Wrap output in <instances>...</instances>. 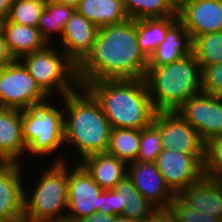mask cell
<instances>
[{
	"label": "cell",
	"instance_id": "6da1fadb",
	"mask_svg": "<svg viewBox=\"0 0 222 222\" xmlns=\"http://www.w3.org/2000/svg\"><path fill=\"white\" fill-rule=\"evenodd\" d=\"M148 58L139 48L137 20L99 28L92 52L77 67L80 86L106 79H144Z\"/></svg>",
	"mask_w": 222,
	"mask_h": 222
},
{
	"label": "cell",
	"instance_id": "7a4b0ae2",
	"mask_svg": "<svg viewBox=\"0 0 222 222\" xmlns=\"http://www.w3.org/2000/svg\"><path fill=\"white\" fill-rule=\"evenodd\" d=\"M99 102L112 128L141 130L153 122L152 105L144 79H106L84 84Z\"/></svg>",
	"mask_w": 222,
	"mask_h": 222
},
{
	"label": "cell",
	"instance_id": "3957f363",
	"mask_svg": "<svg viewBox=\"0 0 222 222\" xmlns=\"http://www.w3.org/2000/svg\"><path fill=\"white\" fill-rule=\"evenodd\" d=\"M62 99L65 143L76 146L80 161L107 152L112 127L95 97L85 87L79 86Z\"/></svg>",
	"mask_w": 222,
	"mask_h": 222
},
{
	"label": "cell",
	"instance_id": "277c9868",
	"mask_svg": "<svg viewBox=\"0 0 222 222\" xmlns=\"http://www.w3.org/2000/svg\"><path fill=\"white\" fill-rule=\"evenodd\" d=\"M156 112L176 111L202 92L201 68L193 53L162 66H148L144 78Z\"/></svg>",
	"mask_w": 222,
	"mask_h": 222
},
{
	"label": "cell",
	"instance_id": "5b68a950",
	"mask_svg": "<svg viewBox=\"0 0 222 222\" xmlns=\"http://www.w3.org/2000/svg\"><path fill=\"white\" fill-rule=\"evenodd\" d=\"M44 170L31 196L24 192V222H38L67 216L68 167L60 156ZM65 161V162H64ZM65 211V212H64ZM63 212V213H62Z\"/></svg>",
	"mask_w": 222,
	"mask_h": 222
},
{
	"label": "cell",
	"instance_id": "8992f818",
	"mask_svg": "<svg viewBox=\"0 0 222 222\" xmlns=\"http://www.w3.org/2000/svg\"><path fill=\"white\" fill-rule=\"evenodd\" d=\"M49 101L22 110V137L26 152L47 156L64 145V112ZM63 144V145H62Z\"/></svg>",
	"mask_w": 222,
	"mask_h": 222
},
{
	"label": "cell",
	"instance_id": "52a82bcc",
	"mask_svg": "<svg viewBox=\"0 0 222 222\" xmlns=\"http://www.w3.org/2000/svg\"><path fill=\"white\" fill-rule=\"evenodd\" d=\"M47 45L40 51L23 56L20 61L40 87L51 97H61L75 91L80 86L77 66L60 49Z\"/></svg>",
	"mask_w": 222,
	"mask_h": 222
},
{
	"label": "cell",
	"instance_id": "ba28073f",
	"mask_svg": "<svg viewBox=\"0 0 222 222\" xmlns=\"http://www.w3.org/2000/svg\"><path fill=\"white\" fill-rule=\"evenodd\" d=\"M48 97L20 60L0 68V107L25 110Z\"/></svg>",
	"mask_w": 222,
	"mask_h": 222
},
{
	"label": "cell",
	"instance_id": "9c48e42d",
	"mask_svg": "<svg viewBox=\"0 0 222 222\" xmlns=\"http://www.w3.org/2000/svg\"><path fill=\"white\" fill-rule=\"evenodd\" d=\"M205 153L163 150L155 161L169 188L178 195L204 176Z\"/></svg>",
	"mask_w": 222,
	"mask_h": 222
},
{
	"label": "cell",
	"instance_id": "30bf717a",
	"mask_svg": "<svg viewBox=\"0 0 222 222\" xmlns=\"http://www.w3.org/2000/svg\"><path fill=\"white\" fill-rule=\"evenodd\" d=\"M104 190L80 164L68 168V210L67 217L74 222L99 212Z\"/></svg>",
	"mask_w": 222,
	"mask_h": 222
},
{
	"label": "cell",
	"instance_id": "8fae6325",
	"mask_svg": "<svg viewBox=\"0 0 222 222\" xmlns=\"http://www.w3.org/2000/svg\"><path fill=\"white\" fill-rule=\"evenodd\" d=\"M206 144L222 134V97L201 92L176 110Z\"/></svg>",
	"mask_w": 222,
	"mask_h": 222
},
{
	"label": "cell",
	"instance_id": "7c38bea8",
	"mask_svg": "<svg viewBox=\"0 0 222 222\" xmlns=\"http://www.w3.org/2000/svg\"><path fill=\"white\" fill-rule=\"evenodd\" d=\"M160 131L163 150L181 153H205L206 144L177 111L156 112L152 122Z\"/></svg>",
	"mask_w": 222,
	"mask_h": 222
},
{
	"label": "cell",
	"instance_id": "4fadbf2b",
	"mask_svg": "<svg viewBox=\"0 0 222 222\" xmlns=\"http://www.w3.org/2000/svg\"><path fill=\"white\" fill-rule=\"evenodd\" d=\"M127 167V177L151 205L156 209L169 208L177 195L169 188L155 162L134 161Z\"/></svg>",
	"mask_w": 222,
	"mask_h": 222
},
{
	"label": "cell",
	"instance_id": "5bb4252c",
	"mask_svg": "<svg viewBox=\"0 0 222 222\" xmlns=\"http://www.w3.org/2000/svg\"><path fill=\"white\" fill-rule=\"evenodd\" d=\"M22 166L11 161L0 163V218L8 222H24Z\"/></svg>",
	"mask_w": 222,
	"mask_h": 222
},
{
	"label": "cell",
	"instance_id": "9a60e30c",
	"mask_svg": "<svg viewBox=\"0 0 222 222\" xmlns=\"http://www.w3.org/2000/svg\"><path fill=\"white\" fill-rule=\"evenodd\" d=\"M191 40L194 37L222 31V0H194L178 10Z\"/></svg>",
	"mask_w": 222,
	"mask_h": 222
},
{
	"label": "cell",
	"instance_id": "2e32d148",
	"mask_svg": "<svg viewBox=\"0 0 222 222\" xmlns=\"http://www.w3.org/2000/svg\"><path fill=\"white\" fill-rule=\"evenodd\" d=\"M99 28L77 10L65 25L59 47L78 67L92 52Z\"/></svg>",
	"mask_w": 222,
	"mask_h": 222
},
{
	"label": "cell",
	"instance_id": "e0dca14e",
	"mask_svg": "<svg viewBox=\"0 0 222 222\" xmlns=\"http://www.w3.org/2000/svg\"><path fill=\"white\" fill-rule=\"evenodd\" d=\"M187 206L222 221V180L203 176L177 195Z\"/></svg>",
	"mask_w": 222,
	"mask_h": 222
},
{
	"label": "cell",
	"instance_id": "ac0fdd59",
	"mask_svg": "<svg viewBox=\"0 0 222 222\" xmlns=\"http://www.w3.org/2000/svg\"><path fill=\"white\" fill-rule=\"evenodd\" d=\"M25 151L22 110L0 107V159L20 163Z\"/></svg>",
	"mask_w": 222,
	"mask_h": 222
},
{
	"label": "cell",
	"instance_id": "d6986e66",
	"mask_svg": "<svg viewBox=\"0 0 222 222\" xmlns=\"http://www.w3.org/2000/svg\"><path fill=\"white\" fill-rule=\"evenodd\" d=\"M103 190H112L127 176L128 164L105 152L85 157L80 163Z\"/></svg>",
	"mask_w": 222,
	"mask_h": 222
},
{
	"label": "cell",
	"instance_id": "ffe728a7",
	"mask_svg": "<svg viewBox=\"0 0 222 222\" xmlns=\"http://www.w3.org/2000/svg\"><path fill=\"white\" fill-rule=\"evenodd\" d=\"M2 30L8 50L14 60H20L23 56L40 51L47 46L40 31L35 27L5 19L2 23Z\"/></svg>",
	"mask_w": 222,
	"mask_h": 222
},
{
	"label": "cell",
	"instance_id": "44dd1931",
	"mask_svg": "<svg viewBox=\"0 0 222 222\" xmlns=\"http://www.w3.org/2000/svg\"><path fill=\"white\" fill-rule=\"evenodd\" d=\"M192 40L178 19L167 31L165 40L148 59V66H162L191 53Z\"/></svg>",
	"mask_w": 222,
	"mask_h": 222
},
{
	"label": "cell",
	"instance_id": "7402d4cb",
	"mask_svg": "<svg viewBox=\"0 0 222 222\" xmlns=\"http://www.w3.org/2000/svg\"><path fill=\"white\" fill-rule=\"evenodd\" d=\"M76 10L98 28L117 25L129 19L123 0H82Z\"/></svg>",
	"mask_w": 222,
	"mask_h": 222
},
{
	"label": "cell",
	"instance_id": "603a6c76",
	"mask_svg": "<svg viewBox=\"0 0 222 222\" xmlns=\"http://www.w3.org/2000/svg\"><path fill=\"white\" fill-rule=\"evenodd\" d=\"M179 16L144 18L137 20V40L140 50L149 59L157 47L165 40L168 29Z\"/></svg>",
	"mask_w": 222,
	"mask_h": 222
},
{
	"label": "cell",
	"instance_id": "cb8c5ba5",
	"mask_svg": "<svg viewBox=\"0 0 222 222\" xmlns=\"http://www.w3.org/2000/svg\"><path fill=\"white\" fill-rule=\"evenodd\" d=\"M75 10L72 6L60 4L53 0H46L37 29L47 45L51 46L54 33L61 38L65 25Z\"/></svg>",
	"mask_w": 222,
	"mask_h": 222
},
{
	"label": "cell",
	"instance_id": "d4e9b609",
	"mask_svg": "<svg viewBox=\"0 0 222 222\" xmlns=\"http://www.w3.org/2000/svg\"><path fill=\"white\" fill-rule=\"evenodd\" d=\"M141 130L112 128L107 153L124 162L136 161L140 145Z\"/></svg>",
	"mask_w": 222,
	"mask_h": 222
},
{
	"label": "cell",
	"instance_id": "484cf974",
	"mask_svg": "<svg viewBox=\"0 0 222 222\" xmlns=\"http://www.w3.org/2000/svg\"><path fill=\"white\" fill-rule=\"evenodd\" d=\"M123 6L128 18L133 20L178 15V11L169 0H123Z\"/></svg>",
	"mask_w": 222,
	"mask_h": 222
},
{
	"label": "cell",
	"instance_id": "4316f807",
	"mask_svg": "<svg viewBox=\"0 0 222 222\" xmlns=\"http://www.w3.org/2000/svg\"><path fill=\"white\" fill-rule=\"evenodd\" d=\"M191 52L202 69L222 62V31L192 39Z\"/></svg>",
	"mask_w": 222,
	"mask_h": 222
},
{
	"label": "cell",
	"instance_id": "83f0119b",
	"mask_svg": "<svg viewBox=\"0 0 222 222\" xmlns=\"http://www.w3.org/2000/svg\"><path fill=\"white\" fill-rule=\"evenodd\" d=\"M46 0H15L8 20L37 28Z\"/></svg>",
	"mask_w": 222,
	"mask_h": 222
},
{
	"label": "cell",
	"instance_id": "f1b7e54d",
	"mask_svg": "<svg viewBox=\"0 0 222 222\" xmlns=\"http://www.w3.org/2000/svg\"><path fill=\"white\" fill-rule=\"evenodd\" d=\"M163 151L159 129L151 123L141 129L140 145L136 161L155 162L157 156Z\"/></svg>",
	"mask_w": 222,
	"mask_h": 222
},
{
	"label": "cell",
	"instance_id": "f546056e",
	"mask_svg": "<svg viewBox=\"0 0 222 222\" xmlns=\"http://www.w3.org/2000/svg\"><path fill=\"white\" fill-rule=\"evenodd\" d=\"M204 175L222 180V134L206 143Z\"/></svg>",
	"mask_w": 222,
	"mask_h": 222
},
{
	"label": "cell",
	"instance_id": "4dcf8cb0",
	"mask_svg": "<svg viewBox=\"0 0 222 222\" xmlns=\"http://www.w3.org/2000/svg\"><path fill=\"white\" fill-rule=\"evenodd\" d=\"M178 222H221L220 219L208 213H202L187 206L178 196L169 205Z\"/></svg>",
	"mask_w": 222,
	"mask_h": 222
},
{
	"label": "cell",
	"instance_id": "1f68e13d",
	"mask_svg": "<svg viewBox=\"0 0 222 222\" xmlns=\"http://www.w3.org/2000/svg\"><path fill=\"white\" fill-rule=\"evenodd\" d=\"M202 92L222 96V62L201 69Z\"/></svg>",
	"mask_w": 222,
	"mask_h": 222
},
{
	"label": "cell",
	"instance_id": "d6a6232c",
	"mask_svg": "<svg viewBox=\"0 0 222 222\" xmlns=\"http://www.w3.org/2000/svg\"><path fill=\"white\" fill-rule=\"evenodd\" d=\"M114 190L118 193L119 215H122L123 208L128 202L147 201L127 176L114 187Z\"/></svg>",
	"mask_w": 222,
	"mask_h": 222
},
{
	"label": "cell",
	"instance_id": "836d02e7",
	"mask_svg": "<svg viewBox=\"0 0 222 222\" xmlns=\"http://www.w3.org/2000/svg\"><path fill=\"white\" fill-rule=\"evenodd\" d=\"M155 210L156 208L148 201H132L124 206L121 216L146 222Z\"/></svg>",
	"mask_w": 222,
	"mask_h": 222
},
{
	"label": "cell",
	"instance_id": "e575fe53",
	"mask_svg": "<svg viewBox=\"0 0 222 222\" xmlns=\"http://www.w3.org/2000/svg\"><path fill=\"white\" fill-rule=\"evenodd\" d=\"M102 204L99 207V212L119 216L118 193L114 189L102 192Z\"/></svg>",
	"mask_w": 222,
	"mask_h": 222
},
{
	"label": "cell",
	"instance_id": "d590c367",
	"mask_svg": "<svg viewBox=\"0 0 222 222\" xmlns=\"http://www.w3.org/2000/svg\"><path fill=\"white\" fill-rule=\"evenodd\" d=\"M146 222H178L172 211L167 209H156Z\"/></svg>",
	"mask_w": 222,
	"mask_h": 222
},
{
	"label": "cell",
	"instance_id": "8d00e7d4",
	"mask_svg": "<svg viewBox=\"0 0 222 222\" xmlns=\"http://www.w3.org/2000/svg\"><path fill=\"white\" fill-rule=\"evenodd\" d=\"M14 61V58L10 54L6 41H5V36L4 32L1 29L0 30V68L7 66L11 62Z\"/></svg>",
	"mask_w": 222,
	"mask_h": 222
},
{
	"label": "cell",
	"instance_id": "74e56055",
	"mask_svg": "<svg viewBox=\"0 0 222 222\" xmlns=\"http://www.w3.org/2000/svg\"><path fill=\"white\" fill-rule=\"evenodd\" d=\"M116 215L114 214H105L102 212H96L90 216L81 218L76 222H114Z\"/></svg>",
	"mask_w": 222,
	"mask_h": 222
},
{
	"label": "cell",
	"instance_id": "f35d334b",
	"mask_svg": "<svg viewBox=\"0 0 222 222\" xmlns=\"http://www.w3.org/2000/svg\"><path fill=\"white\" fill-rule=\"evenodd\" d=\"M15 0H0V18L5 20L8 18L10 9Z\"/></svg>",
	"mask_w": 222,
	"mask_h": 222
},
{
	"label": "cell",
	"instance_id": "ab89813d",
	"mask_svg": "<svg viewBox=\"0 0 222 222\" xmlns=\"http://www.w3.org/2000/svg\"><path fill=\"white\" fill-rule=\"evenodd\" d=\"M60 4H65L74 7L75 9L78 7V5L82 2V0H53Z\"/></svg>",
	"mask_w": 222,
	"mask_h": 222
},
{
	"label": "cell",
	"instance_id": "60d3db41",
	"mask_svg": "<svg viewBox=\"0 0 222 222\" xmlns=\"http://www.w3.org/2000/svg\"><path fill=\"white\" fill-rule=\"evenodd\" d=\"M173 6L175 7V9L178 11L179 9H181L186 3L190 2V1H194V0H169Z\"/></svg>",
	"mask_w": 222,
	"mask_h": 222
},
{
	"label": "cell",
	"instance_id": "b9f144b4",
	"mask_svg": "<svg viewBox=\"0 0 222 222\" xmlns=\"http://www.w3.org/2000/svg\"><path fill=\"white\" fill-rule=\"evenodd\" d=\"M38 222H74L72 219L69 217H63V218H58V219H47V220H41Z\"/></svg>",
	"mask_w": 222,
	"mask_h": 222
},
{
	"label": "cell",
	"instance_id": "7bdbcfd3",
	"mask_svg": "<svg viewBox=\"0 0 222 222\" xmlns=\"http://www.w3.org/2000/svg\"><path fill=\"white\" fill-rule=\"evenodd\" d=\"M114 222H140V221L130 219V218H126V217H123V216L119 215V216H116Z\"/></svg>",
	"mask_w": 222,
	"mask_h": 222
},
{
	"label": "cell",
	"instance_id": "ee69618b",
	"mask_svg": "<svg viewBox=\"0 0 222 222\" xmlns=\"http://www.w3.org/2000/svg\"><path fill=\"white\" fill-rule=\"evenodd\" d=\"M3 20L0 18V30L2 29Z\"/></svg>",
	"mask_w": 222,
	"mask_h": 222
},
{
	"label": "cell",
	"instance_id": "f6af8a7d",
	"mask_svg": "<svg viewBox=\"0 0 222 222\" xmlns=\"http://www.w3.org/2000/svg\"><path fill=\"white\" fill-rule=\"evenodd\" d=\"M0 222H8L6 219L0 218Z\"/></svg>",
	"mask_w": 222,
	"mask_h": 222
}]
</instances>
